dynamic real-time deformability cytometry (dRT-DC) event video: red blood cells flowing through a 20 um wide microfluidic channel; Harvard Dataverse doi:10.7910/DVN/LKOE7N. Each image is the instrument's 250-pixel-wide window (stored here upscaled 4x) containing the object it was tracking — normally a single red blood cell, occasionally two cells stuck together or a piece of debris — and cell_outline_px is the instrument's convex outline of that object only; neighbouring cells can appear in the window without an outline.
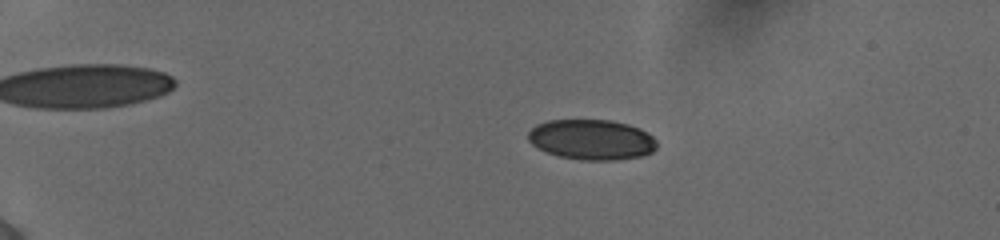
{"species": "human", "species_latin": "Homo sapiens", "temperature_condition": "cold", "stored_images_in_passage": 55, "camera_frame_rate_fps": 3000, "um_per_image_px": 0.085, "donor": {"sex": "female"}, "frame": {"image": 1, "passage_image": 13, "time_ms": 4.0, "image_size_px": [1000, 240], "cell_outline_px": [[656, 148], [652, 152], [640, 156], [616, 160], [580, 160], [560, 156], [544, 152], [532, 144], [528, 140], [528, 132], [536, 124], [548, 120], [612, 120], [628, 124], [640, 128], [652, 136], [656, 140]], "centroid_in_image_um": [50.27, 11.86], "position_along_channel_um": 34.7, "area_um2": 30.35}}
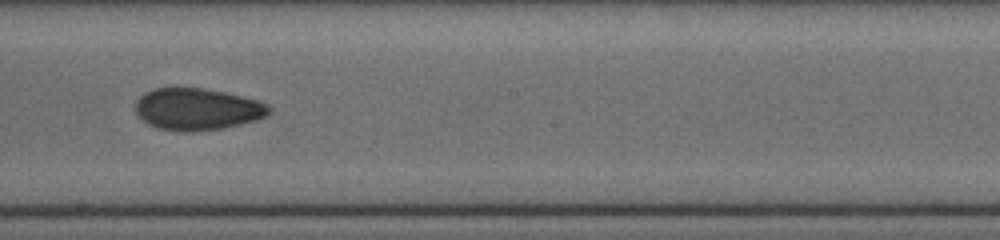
{"frame": {"image": 2, "passage_image": 35, "time_ms": 11.333, "image_size_px": [1000, 240], "cell_outline_px": [[272, 112], [268, 116], [256, 120], [224, 128], [192, 132], [184, 132], [160, 128], [148, 124], [136, 112], [136, 100], [144, 92], [152, 88], [204, 88], [224, 92], [256, 100], [268, 104], [272, 108]], "centroid_in_image_um": [16.79, 9.28], "position_along_channel_um": 231.4, "area_um2": 32.66}}
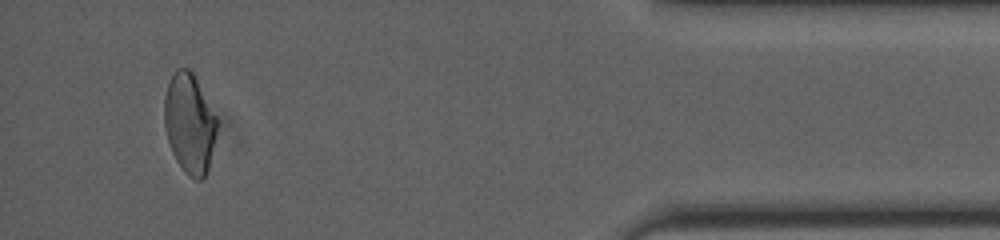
{"frame": {"image": 3, "passage_image": 53, "time_ms": 17.333, "image_size_px": [1000, 240], "cell_outline_px": [[216, 132], [208, 172], [200, 180], [196, 180], [188, 176], [184, 172], [176, 160], [172, 152], [164, 128], [164, 96], [168, 84], [176, 68], [188, 68], [192, 72], [216, 116]], "centroid_in_image_um": [16.09, 10.52], "position_along_channel_um": 419.1, "area_um2": 30.46}, "authors_computed_cell_mechanics": {"area_um2": 31.3276, "velocity_mm_per_s": 3.891, "shape_relaxation_time_tau1_ms": null, "shape_relaxation_time_tau2_ms": 2.8746, "deformation_change_tau1": null, "deformation_change_tau2": 0.0786}}